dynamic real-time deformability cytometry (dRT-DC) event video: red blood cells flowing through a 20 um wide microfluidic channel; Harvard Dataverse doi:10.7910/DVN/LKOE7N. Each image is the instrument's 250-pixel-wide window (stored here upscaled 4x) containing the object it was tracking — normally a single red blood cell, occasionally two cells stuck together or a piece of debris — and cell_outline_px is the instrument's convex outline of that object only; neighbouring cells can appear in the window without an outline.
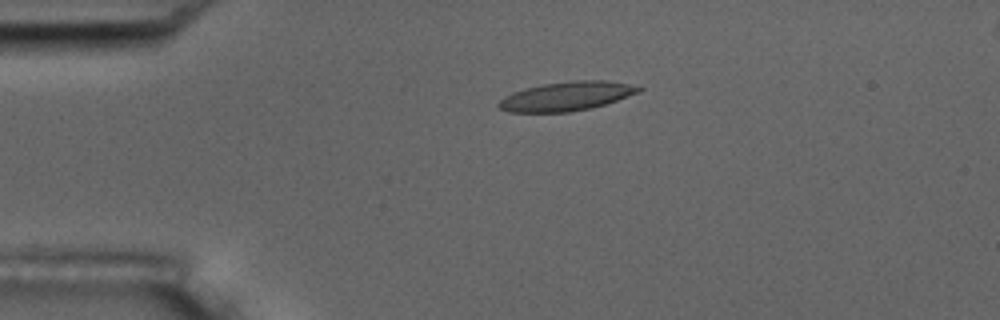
{"species": "common noctule bat (a hibernating species)", "species_latin": "Nyctalus noctula", "temperature_condition": "room temperature", "stored_images_in_passage": 3, "camera_frame_rate_fps": 3000, "um_per_image_px": 0.085, "animal": {"sex": "male", "body_mass_g": 17.5, "forearm_length_mm": 52.3}, "frame": {"image": 1, "passage_image": 1, "time_ms": 0.0, "image_size_px": [1000, 320], "cell_outline_px": [[644, 88], [640, 92], [592, 108], [568, 112], [508, 112], [500, 108], [496, 104], [504, 96], [512, 92], [524, 88], [544, 84], [572, 80], [608, 80], [628, 84]], "centroid_in_image_um": [48.13, 8.17], "position_along_channel_um": 36.9, "area_um2": 23.7}}
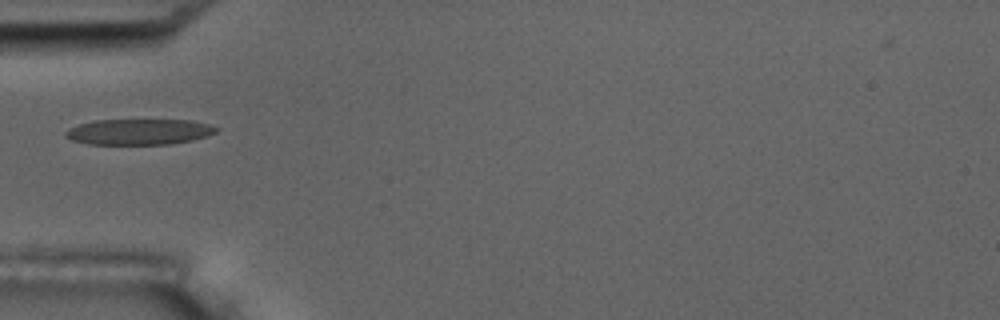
{"frame": {"image": 2, "passage_image": 3, "time_ms": 2.0, "image_size_px": [1000, 320], "cell_outline_px": [[220, 128], [216, 132], [192, 140], [172, 144], [88, 144], [72, 140], [64, 136], [64, 132], [68, 128], [80, 124], [96, 120], [188, 120], [208, 124]], "centroid_in_image_um": [11.79, 11.2], "position_along_channel_um": 73.2, "area_um2": 22.54}}